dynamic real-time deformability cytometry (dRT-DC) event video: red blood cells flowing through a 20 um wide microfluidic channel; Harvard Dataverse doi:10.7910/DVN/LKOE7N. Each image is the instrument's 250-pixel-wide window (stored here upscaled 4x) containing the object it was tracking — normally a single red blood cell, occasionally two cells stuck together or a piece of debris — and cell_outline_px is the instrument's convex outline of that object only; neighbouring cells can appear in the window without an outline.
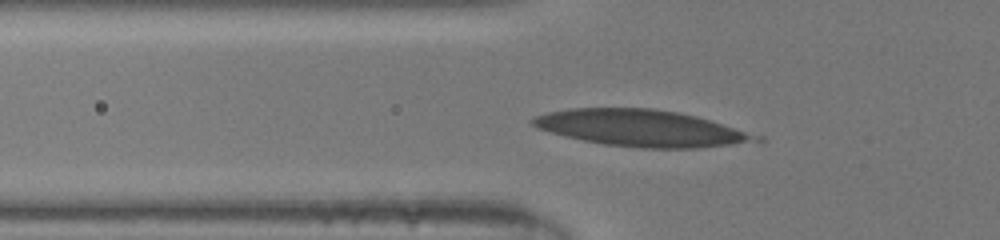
{"species": "human", "species_latin": "Homo sapiens", "temperature_condition": "room temperature", "stored_images_in_passage": 42, "camera_frame_rate_fps": 3000, "um_per_image_px": 0.085, "donor": {"sex": "male"}, "frame": {"image": 1, "passage_image": 11, "time_ms": 3.333, "image_size_px": [1000, 240], "cell_outline_px": [[764, 140], [696, 148], [640, 148], [604, 144], [584, 140], [552, 132], [540, 128], [532, 124], [528, 120], [536, 116], [548, 112], [572, 108], [652, 108], [676, 112], [696, 116], [764, 136]], "centroid_in_image_um": [54.53, 10.89], "position_along_channel_um": 71.3, "area_um2": 46.99}}
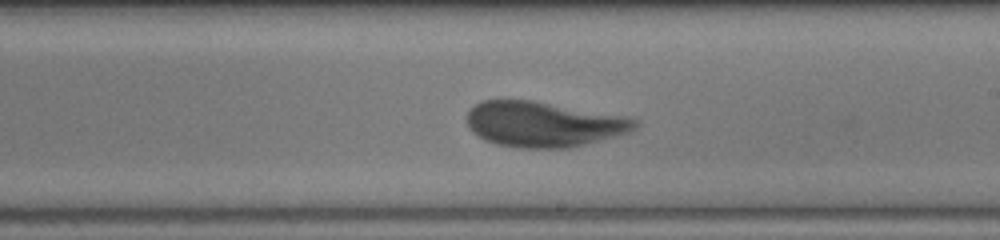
{"frame": {"image": 2, "passage_image": 23, "time_ms": 7.333, "image_size_px": [1000, 240], "cell_outline_px": [[640, 124], [636, 128], [628, 132], [584, 144], [568, 148], [516, 148], [496, 144], [480, 136], [468, 128], [468, 112], [480, 100], [532, 100], [624, 116], [640, 120]], "centroid_in_image_um": [46.2, 10.55], "position_along_channel_um": 242.8, "area_um2": 44.04}}
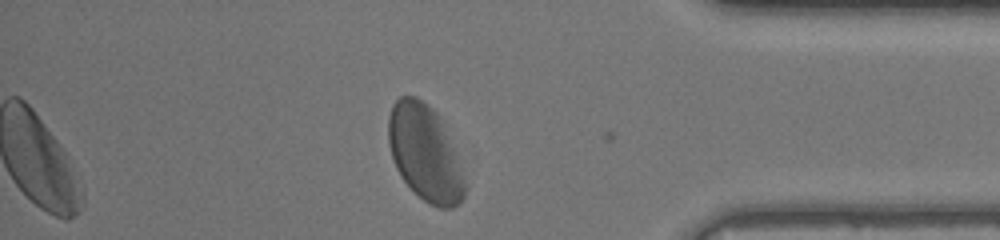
{"frame": {"image": 3, "passage_image": 35, "time_ms": 11.333, "image_size_px": [1000, 240], "cell_outline_px": [[468, 188], [464, 196], [452, 208], [440, 208], [428, 204], [400, 176], [396, 168], [388, 144], [388, 116], [392, 104], [400, 96], [416, 96], [428, 104], [440, 116], [468, 184]], "centroid_in_image_um": [36.12, 12.99], "position_along_channel_um": 399.1, "area_um2": 42.77}}